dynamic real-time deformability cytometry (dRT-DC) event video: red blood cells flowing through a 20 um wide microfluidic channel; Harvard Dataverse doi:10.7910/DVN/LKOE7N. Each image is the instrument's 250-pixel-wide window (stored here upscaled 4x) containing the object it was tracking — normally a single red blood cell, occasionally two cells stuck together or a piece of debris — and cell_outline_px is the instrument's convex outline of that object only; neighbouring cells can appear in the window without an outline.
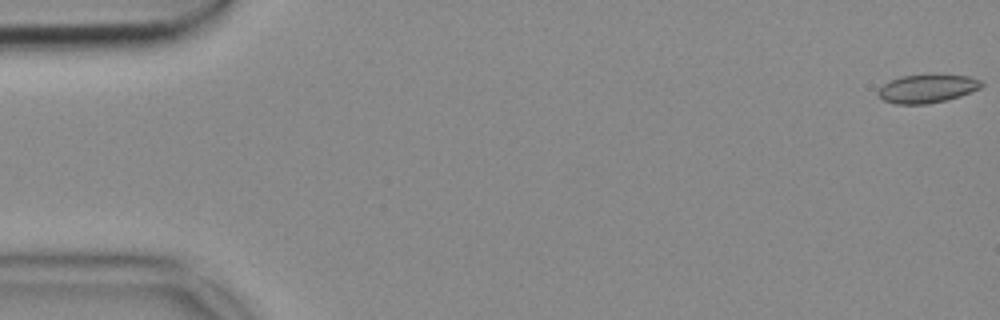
{"species": "common noctule bat (a hibernating species)", "species_latin": "Nyctalus noctula", "temperature_condition": "cold", "stored_images_in_passage": 17, "camera_frame_rate_fps": 3000, "um_per_image_px": 0.085, "animal": {"sex": "female", "body_mass_g": 18.4}, "frame": {"image": 1, "passage_image": 1, "time_ms": 0.0, "image_size_px": [1000, 320], "cell_outline_px": [[984, 84], [980, 88], [960, 96], [928, 104], [896, 104], [884, 100], [876, 92], [884, 84], [900, 76], [932, 72], [968, 76], [980, 80]], "centroid_in_image_um": [78.83, 7.49], "position_along_channel_um": 6.2, "area_um2": 17.51}}
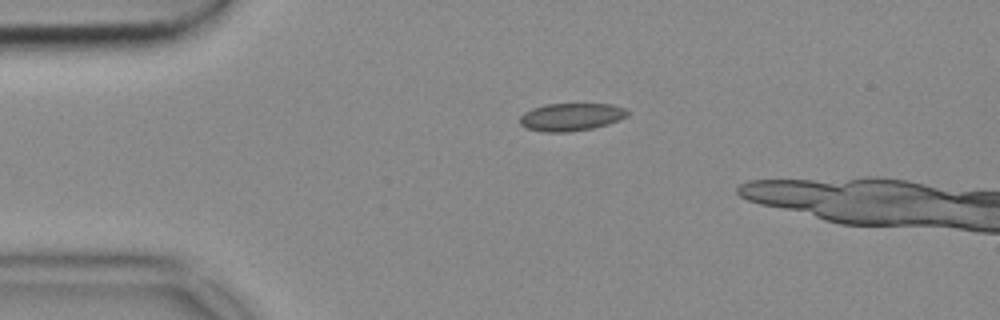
{"frame": {"image": 2, "passage_image": 12, "time_ms": 3.667, "image_size_px": [1000, 320], "cell_outline_px": [[628, 116], [608, 124], [592, 128], [568, 132], [544, 132], [524, 128], [520, 124], [520, 116], [524, 112], [532, 108], [544, 104], [612, 104], [624, 108], [628, 112]], "centroid_in_image_um": [48.51, 9.94], "position_along_channel_um": 36.5, "area_um2": 17.46}}